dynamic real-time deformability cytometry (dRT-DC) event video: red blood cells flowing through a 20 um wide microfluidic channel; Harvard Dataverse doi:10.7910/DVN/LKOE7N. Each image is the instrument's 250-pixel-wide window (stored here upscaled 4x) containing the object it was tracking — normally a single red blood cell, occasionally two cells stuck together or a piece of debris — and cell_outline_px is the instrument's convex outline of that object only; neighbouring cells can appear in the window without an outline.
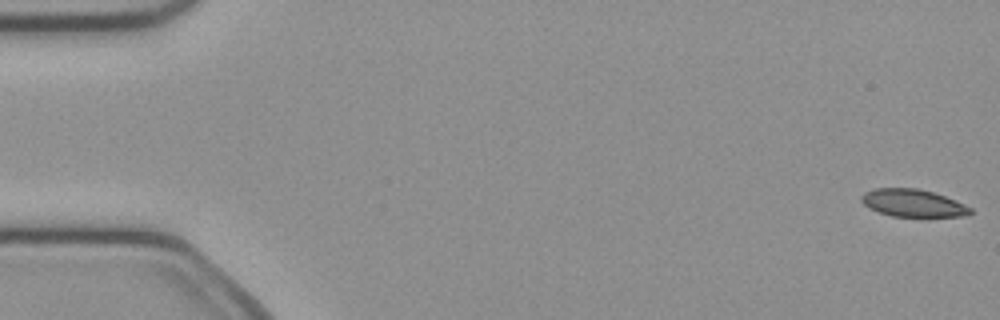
{"species": "common noctule bat (a hibernating species)", "species_latin": "Nyctalus noctula", "temperature_condition": "cold", "stored_images_in_passage": 7, "camera_frame_rate_fps": 3000, "um_per_image_px": 0.085, "animal": {"sex": "female", "body_mass_g": 21.9}, "frame": {"image": 1, "passage_image": 1, "time_ms": 0.0, "image_size_px": [1000, 320], "cell_outline_px": [[972, 212], [964, 216], [892, 216], [868, 208], [860, 200], [860, 196], [864, 192], [876, 188], [916, 188], [932, 192], [944, 196], [964, 204], [972, 208]], "centroid_in_image_um": [77.56, 17.25], "position_along_channel_um": 7.4, "area_um2": 17.28}}